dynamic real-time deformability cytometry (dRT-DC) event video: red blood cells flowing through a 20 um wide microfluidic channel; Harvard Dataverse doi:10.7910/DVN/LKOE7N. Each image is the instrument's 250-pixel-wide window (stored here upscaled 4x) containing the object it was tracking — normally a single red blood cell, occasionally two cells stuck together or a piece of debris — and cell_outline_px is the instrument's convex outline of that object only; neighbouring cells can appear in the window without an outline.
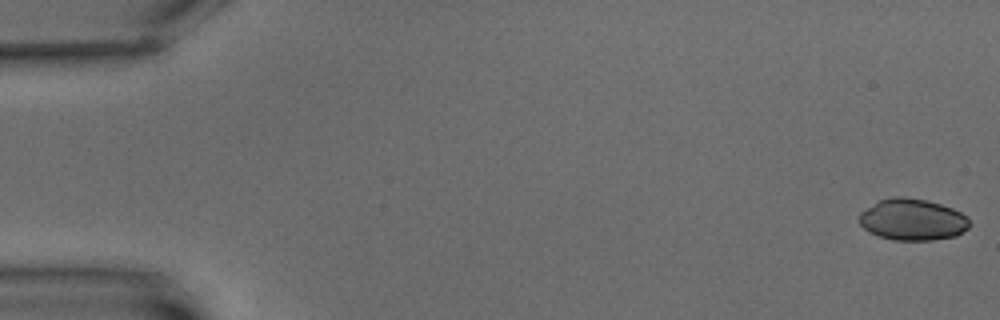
{"species": "common noctule bat (a hibernating species)", "species_latin": "Nyctalus noctula", "temperature_condition": "warm", "stored_images_in_passage": 10, "camera_frame_rate_fps": 3000, "um_per_image_px": 0.085, "animal": {"sex": "male", "body_mass_g": 15.6}, "frame": {"image": 1, "passage_image": 1, "time_ms": 0.0, "image_size_px": [1000, 320], "cell_outline_px": [[968, 228], [956, 236], [932, 240], [892, 240], [868, 232], [860, 224], [860, 212], [880, 200], [892, 196], [904, 196], [924, 200], [940, 204], [952, 208], [968, 216]], "centroid_in_image_um": [77.56, 18.67], "position_along_channel_um": 7.4, "area_um2": 26.59}}
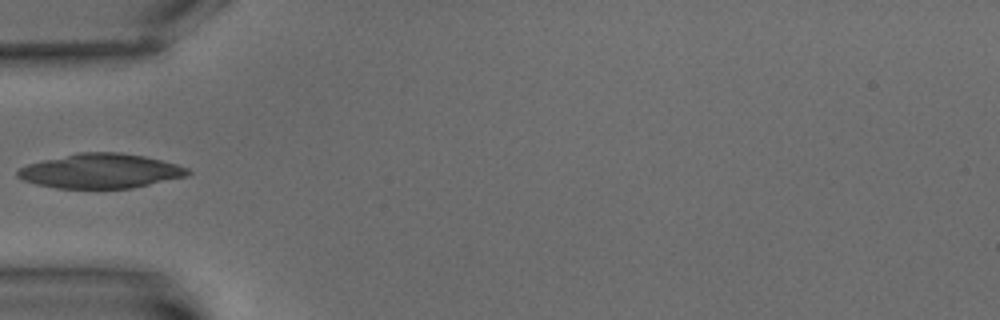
{"frame": {"image": 2, "passage_image": 7, "time_ms": 7.0, "image_size_px": [1000, 320], "cell_outline_px": [[192, 172], [188, 176], [132, 188], [56, 188], [36, 184], [24, 180], [16, 176], [16, 172], [20, 168], [28, 164], [44, 160], [80, 152], [120, 152], [144, 156], [176, 164], [188, 168]], "centroid_in_image_um": [8.57, 14.54], "position_along_channel_um": 76.4, "area_um2": 34.1}}
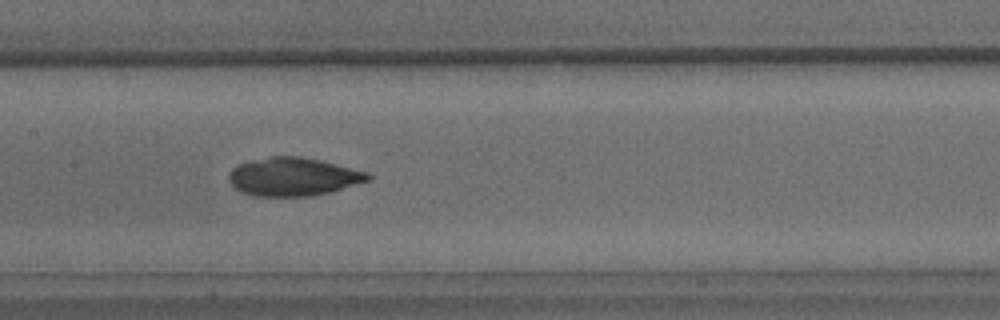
{"frame": {"image": 3, "passage_image": 10, "time_ms": 10.333, "image_size_px": [1000, 320], "cell_outline_px": [[372, 176], [368, 180], [332, 192], [312, 196], [256, 196], [240, 192], [228, 180], [228, 176], [232, 168], [240, 164], [268, 156], [300, 156], [320, 160], [368, 172]], "centroid_in_image_um": [24.92, 15.03], "position_along_channel_um": 182.5, "area_um2": 30.98}}